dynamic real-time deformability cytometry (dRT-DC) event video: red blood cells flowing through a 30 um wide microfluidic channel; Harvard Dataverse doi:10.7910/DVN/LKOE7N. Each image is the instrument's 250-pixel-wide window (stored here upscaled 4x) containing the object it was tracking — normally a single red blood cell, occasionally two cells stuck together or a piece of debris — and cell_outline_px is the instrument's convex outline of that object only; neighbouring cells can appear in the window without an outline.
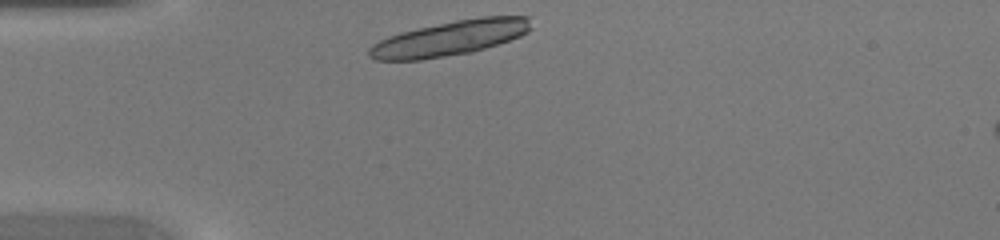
{"species": "common noctule bat (a hibernating species)", "species_latin": "Nyctalus noctula", "temperature_condition": "warm", "stored_images_in_passage": 28, "camera_frame_rate_fps": 3000, "um_per_image_px": 0.085, "animal": {"sex": "female", "body_mass_g": 20.0, "forearm_length_mm": 54.0}, "frame": {"image": 1, "passage_image": 1, "time_ms": 0.0, "image_size_px": [1000, 240], "cell_outline_px": [[532, 28], [528, 32], [520, 36], [472, 52], [420, 60], [376, 60], [368, 56], [368, 48], [372, 44], [388, 36], [400, 32], [456, 20], [484, 16], [528, 16]], "centroid_in_image_um": [38.22, 3.25], "position_along_channel_um": 46.8, "area_um2": 32.77}}